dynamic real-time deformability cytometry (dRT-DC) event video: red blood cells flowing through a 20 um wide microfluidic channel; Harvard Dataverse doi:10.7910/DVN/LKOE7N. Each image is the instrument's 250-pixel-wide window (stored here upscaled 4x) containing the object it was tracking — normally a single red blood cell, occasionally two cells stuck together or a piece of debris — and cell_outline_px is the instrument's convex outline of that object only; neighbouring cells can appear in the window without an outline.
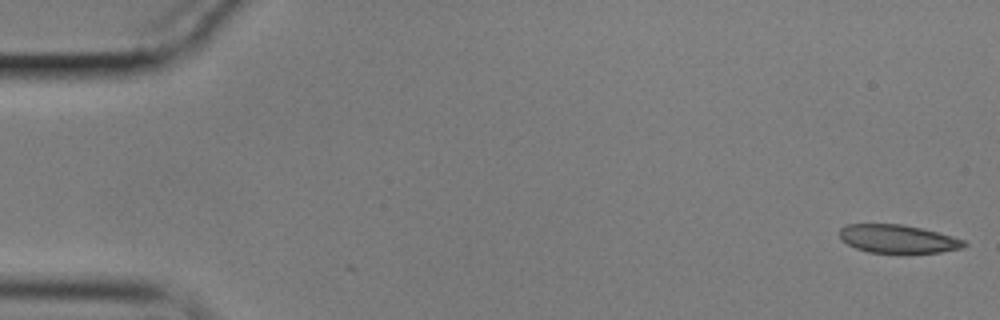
{"species": "common noctule bat (a hibernating species)", "species_latin": "Nyctalus noctula", "temperature_condition": "cold", "stored_images_in_passage": 57, "camera_frame_rate_fps": 3000, "um_per_image_px": 0.085, "animal": {"sex": "male", "body_mass_g": 17.9}, "frame": {"image": 1, "passage_image": 1, "time_ms": 0.0, "image_size_px": [1000, 320], "cell_outline_px": [[968, 244], [960, 248], [940, 252], [908, 256], [900, 256], [868, 252], [856, 248], [848, 244], [840, 236], [840, 228], [848, 224], [904, 224], [924, 228], [952, 236], [964, 240]], "centroid_in_image_um": [76.36, 20.35], "position_along_channel_um": 8.6, "area_um2": 21.44}}
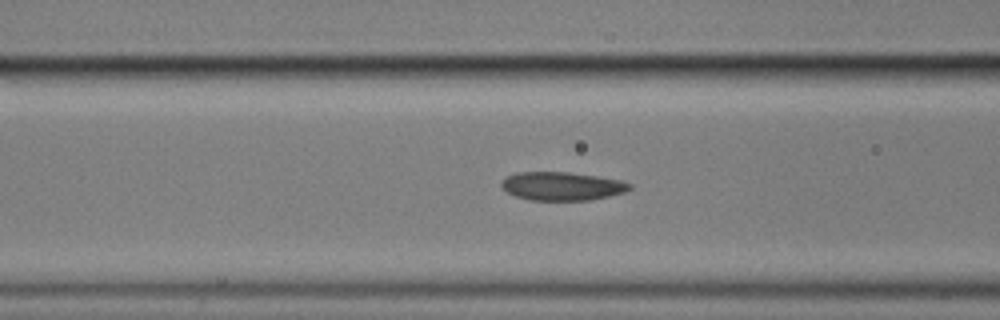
{"frame": {"image": 2, "passage_image": 22, "time_ms": 7.0, "image_size_px": [1000, 320], "cell_outline_px": [[632, 188], [624, 192], [592, 200], [528, 200], [516, 196], [508, 192], [500, 184], [500, 180], [504, 176], [516, 172], [568, 172], [596, 176], [620, 180], [632, 184]], "centroid_in_image_um": [47.73, 15.82], "position_along_channel_um": 118.9, "area_um2": 21.33}}
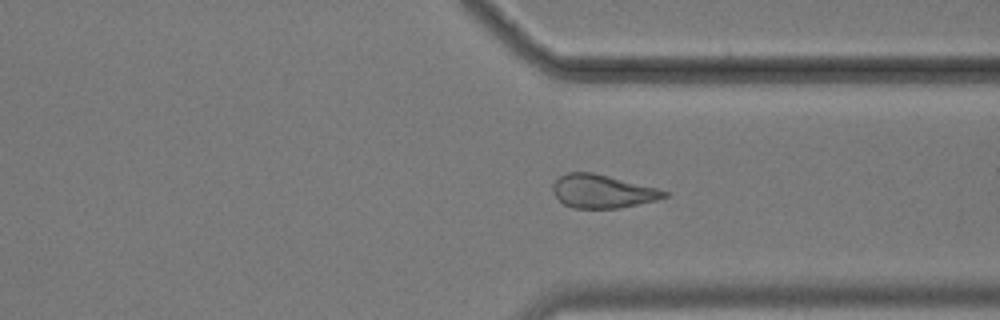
{"frame": {"image": 3, "passage_image": 43, "time_ms": 14.0, "image_size_px": [1000, 320], "cell_outline_px": [[668, 196], [656, 200], [620, 208], [572, 208], [564, 204], [552, 192], [552, 184], [560, 176], [568, 172], [592, 172], [656, 188], [668, 192]], "centroid_in_image_um": [51.17, 16.27], "position_along_channel_um": 360.2, "area_um2": 21.44}, "authors_computed_cell_mechanics": {"area_um2": 21.7906, "velocity_mm_per_s": 3.4406, "shape_relaxation_time_tau1_ms": null, "shape_relaxation_time_tau2_ms": 4.1427, "deformation_change_tau1": null, "deformation_change_tau2": 0.1084}}